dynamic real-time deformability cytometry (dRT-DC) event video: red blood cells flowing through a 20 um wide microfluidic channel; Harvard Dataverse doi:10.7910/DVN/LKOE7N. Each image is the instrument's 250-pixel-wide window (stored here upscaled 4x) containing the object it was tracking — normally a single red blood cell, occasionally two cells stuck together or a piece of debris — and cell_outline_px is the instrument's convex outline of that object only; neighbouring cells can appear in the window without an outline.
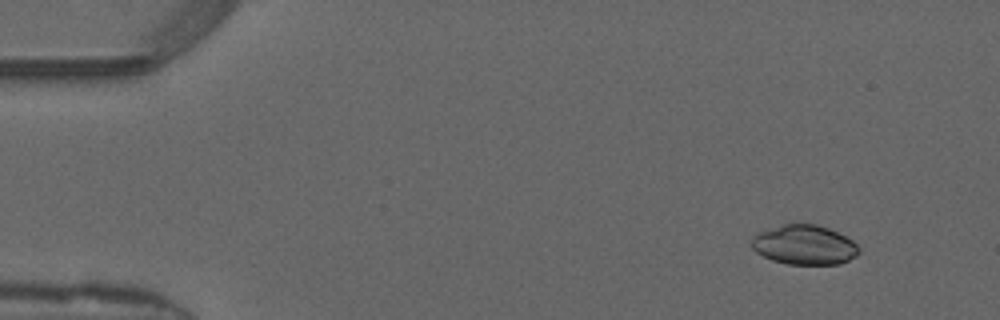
{"species": "common noctule bat (a hibernating species)", "species_latin": "Nyctalus noctula", "temperature_condition": "warm", "stored_images_in_passage": 47, "camera_frame_rate_fps": 3000, "um_per_image_px": 0.085, "animal": {"sex": "male", "forearm_length_mm": 52.5}, "frame": {"image": 1, "passage_image": 1, "time_ms": 0.0, "image_size_px": [1000, 320], "cell_outline_px": [[860, 252], [856, 256], [840, 264], [788, 264], [772, 260], [756, 252], [752, 248], [752, 236], [760, 232], [784, 224], [816, 224], [828, 228], [852, 240], [860, 248]], "centroid_in_image_um": [68.38, 20.82], "position_along_channel_um": 16.6, "area_um2": 24.57}}
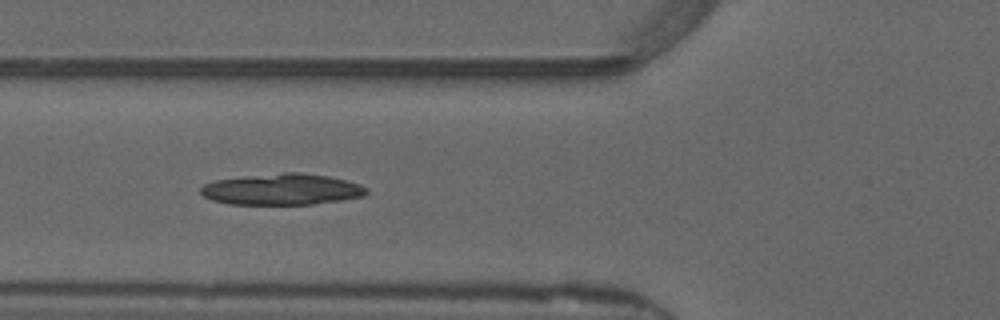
{"frame": {"image": 2, "passage_image": 15, "time_ms": 4.667, "image_size_px": [1000, 320], "cell_outline_px": [[368, 192], [364, 196], [344, 200], [312, 204], [228, 204], [212, 200], [204, 196], [200, 192], [200, 188], [204, 184], [216, 180], [248, 176], [284, 172], [300, 172], [328, 176], [360, 184], [368, 188]], "centroid_in_image_um": [23.99, 16.1], "position_along_channel_um": 101.8, "area_um2": 30.11}}
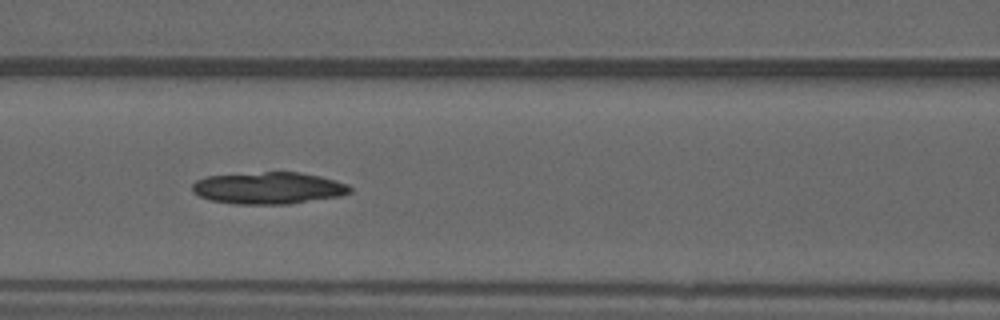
{"frame": {"image": 3, "passage_image": 18, "time_ms": 5.667, "image_size_px": [1000, 320], "cell_outline_px": [[352, 192], [340, 196], [288, 204], [236, 204], [212, 200], [200, 196], [192, 192], [192, 184], [196, 180], [208, 176], [264, 172], [300, 172], [320, 176], [336, 180], [348, 184], [352, 188]], "centroid_in_image_um": [22.85, 15.98], "position_along_channel_um": 143.7, "area_um2": 29.3}}